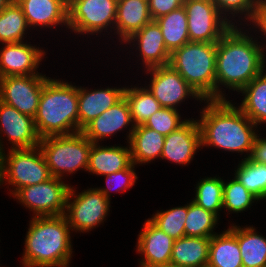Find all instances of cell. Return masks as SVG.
I'll return each mask as SVG.
<instances>
[{"label": "cell", "mask_w": 266, "mask_h": 267, "mask_svg": "<svg viewBox=\"0 0 266 267\" xmlns=\"http://www.w3.org/2000/svg\"><path fill=\"white\" fill-rule=\"evenodd\" d=\"M241 30L232 26L217 42L216 100L226 99L220 85L240 92L265 70L264 47Z\"/></svg>", "instance_id": "1"}, {"label": "cell", "mask_w": 266, "mask_h": 267, "mask_svg": "<svg viewBox=\"0 0 266 267\" xmlns=\"http://www.w3.org/2000/svg\"><path fill=\"white\" fill-rule=\"evenodd\" d=\"M205 106L198 120L201 146H213L230 152H249L253 146L257 126L229 100H204Z\"/></svg>", "instance_id": "2"}, {"label": "cell", "mask_w": 266, "mask_h": 267, "mask_svg": "<svg viewBox=\"0 0 266 267\" xmlns=\"http://www.w3.org/2000/svg\"><path fill=\"white\" fill-rule=\"evenodd\" d=\"M29 225L23 267H67L73 249L65 216H34Z\"/></svg>", "instance_id": "3"}, {"label": "cell", "mask_w": 266, "mask_h": 267, "mask_svg": "<svg viewBox=\"0 0 266 267\" xmlns=\"http://www.w3.org/2000/svg\"><path fill=\"white\" fill-rule=\"evenodd\" d=\"M78 87L49 78L41 91L34 123L40 138L78 132Z\"/></svg>", "instance_id": "4"}, {"label": "cell", "mask_w": 266, "mask_h": 267, "mask_svg": "<svg viewBox=\"0 0 266 267\" xmlns=\"http://www.w3.org/2000/svg\"><path fill=\"white\" fill-rule=\"evenodd\" d=\"M217 43L188 42L170 54L175 69L204 100H216Z\"/></svg>", "instance_id": "5"}, {"label": "cell", "mask_w": 266, "mask_h": 267, "mask_svg": "<svg viewBox=\"0 0 266 267\" xmlns=\"http://www.w3.org/2000/svg\"><path fill=\"white\" fill-rule=\"evenodd\" d=\"M39 147L52 177L62 179L64 173L73 174L80 168L87 171L92 142L82 131L41 138Z\"/></svg>", "instance_id": "6"}, {"label": "cell", "mask_w": 266, "mask_h": 267, "mask_svg": "<svg viewBox=\"0 0 266 267\" xmlns=\"http://www.w3.org/2000/svg\"><path fill=\"white\" fill-rule=\"evenodd\" d=\"M52 178L39 146L29 149H10L4 152L3 181L14 186L15 194L25 186L43 183Z\"/></svg>", "instance_id": "7"}, {"label": "cell", "mask_w": 266, "mask_h": 267, "mask_svg": "<svg viewBox=\"0 0 266 267\" xmlns=\"http://www.w3.org/2000/svg\"><path fill=\"white\" fill-rule=\"evenodd\" d=\"M74 192L75 189L70 187L64 213L72 231L88 232L104 222L111 207L110 200L97 188H90L78 195Z\"/></svg>", "instance_id": "8"}, {"label": "cell", "mask_w": 266, "mask_h": 267, "mask_svg": "<svg viewBox=\"0 0 266 267\" xmlns=\"http://www.w3.org/2000/svg\"><path fill=\"white\" fill-rule=\"evenodd\" d=\"M61 180L52 177L43 183L25 186L13 196L31 209L35 217L64 215L71 186Z\"/></svg>", "instance_id": "9"}, {"label": "cell", "mask_w": 266, "mask_h": 267, "mask_svg": "<svg viewBox=\"0 0 266 267\" xmlns=\"http://www.w3.org/2000/svg\"><path fill=\"white\" fill-rule=\"evenodd\" d=\"M190 42L217 43L232 25L212 0H184Z\"/></svg>", "instance_id": "10"}, {"label": "cell", "mask_w": 266, "mask_h": 267, "mask_svg": "<svg viewBox=\"0 0 266 267\" xmlns=\"http://www.w3.org/2000/svg\"><path fill=\"white\" fill-rule=\"evenodd\" d=\"M118 0H68V28L95 34L114 26ZM106 28V29H105Z\"/></svg>", "instance_id": "11"}, {"label": "cell", "mask_w": 266, "mask_h": 267, "mask_svg": "<svg viewBox=\"0 0 266 267\" xmlns=\"http://www.w3.org/2000/svg\"><path fill=\"white\" fill-rule=\"evenodd\" d=\"M46 75L32 74L0 78V101L19 112L35 117Z\"/></svg>", "instance_id": "12"}, {"label": "cell", "mask_w": 266, "mask_h": 267, "mask_svg": "<svg viewBox=\"0 0 266 267\" xmlns=\"http://www.w3.org/2000/svg\"><path fill=\"white\" fill-rule=\"evenodd\" d=\"M147 71L153 76L147 89L162 107L177 109L176 106L183 102L186 96H192L202 102L203 99L169 64L149 68Z\"/></svg>", "instance_id": "13"}, {"label": "cell", "mask_w": 266, "mask_h": 267, "mask_svg": "<svg viewBox=\"0 0 266 267\" xmlns=\"http://www.w3.org/2000/svg\"><path fill=\"white\" fill-rule=\"evenodd\" d=\"M0 131V134L3 132L12 144L11 149H29L39 146L41 138L37 133L34 118L2 101H0ZM1 137L0 135V146L4 149Z\"/></svg>", "instance_id": "14"}, {"label": "cell", "mask_w": 266, "mask_h": 267, "mask_svg": "<svg viewBox=\"0 0 266 267\" xmlns=\"http://www.w3.org/2000/svg\"><path fill=\"white\" fill-rule=\"evenodd\" d=\"M22 42L5 43L0 50V78L39 74L36 72L45 52Z\"/></svg>", "instance_id": "15"}, {"label": "cell", "mask_w": 266, "mask_h": 267, "mask_svg": "<svg viewBox=\"0 0 266 267\" xmlns=\"http://www.w3.org/2000/svg\"><path fill=\"white\" fill-rule=\"evenodd\" d=\"M201 148V131L198 120H186L177 130L165 136L161 159L176 164H188Z\"/></svg>", "instance_id": "16"}, {"label": "cell", "mask_w": 266, "mask_h": 267, "mask_svg": "<svg viewBox=\"0 0 266 267\" xmlns=\"http://www.w3.org/2000/svg\"><path fill=\"white\" fill-rule=\"evenodd\" d=\"M137 252L144 255L140 266L170 263L174 239L158 228L150 219L146 220L138 235Z\"/></svg>", "instance_id": "17"}, {"label": "cell", "mask_w": 266, "mask_h": 267, "mask_svg": "<svg viewBox=\"0 0 266 267\" xmlns=\"http://www.w3.org/2000/svg\"><path fill=\"white\" fill-rule=\"evenodd\" d=\"M130 124H132V127L127 135L128 142L135 126L131 119L129 104L123 97L114 106L96 117L82 132L92 143H99V140L102 141L104 138L114 135L122 128H127Z\"/></svg>", "instance_id": "18"}, {"label": "cell", "mask_w": 266, "mask_h": 267, "mask_svg": "<svg viewBox=\"0 0 266 267\" xmlns=\"http://www.w3.org/2000/svg\"><path fill=\"white\" fill-rule=\"evenodd\" d=\"M125 87L88 91L78 87V132L124 97Z\"/></svg>", "instance_id": "19"}, {"label": "cell", "mask_w": 266, "mask_h": 267, "mask_svg": "<svg viewBox=\"0 0 266 267\" xmlns=\"http://www.w3.org/2000/svg\"><path fill=\"white\" fill-rule=\"evenodd\" d=\"M135 41L146 69L169 64L170 53L165 46L161 28L155 20L135 32L125 43Z\"/></svg>", "instance_id": "20"}, {"label": "cell", "mask_w": 266, "mask_h": 267, "mask_svg": "<svg viewBox=\"0 0 266 267\" xmlns=\"http://www.w3.org/2000/svg\"><path fill=\"white\" fill-rule=\"evenodd\" d=\"M31 26H68V0H16Z\"/></svg>", "instance_id": "21"}, {"label": "cell", "mask_w": 266, "mask_h": 267, "mask_svg": "<svg viewBox=\"0 0 266 267\" xmlns=\"http://www.w3.org/2000/svg\"><path fill=\"white\" fill-rule=\"evenodd\" d=\"M92 143L89 152L87 171L101 176L128 168L133 162L130 147L100 146Z\"/></svg>", "instance_id": "22"}, {"label": "cell", "mask_w": 266, "mask_h": 267, "mask_svg": "<svg viewBox=\"0 0 266 267\" xmlns=\"http://www.w3.org/2000/svg\"><path fill=\"white\" fill-rule=\"evenodd\" d=\"M152 18L149 13L148 0H118L115 26L111 29L126 42L135 32L141 30Z\"/></svg>", "instance_id": "23"}, {"label": "cell", "mask_w": 266, "mask_h": 267, "mask_svg": "<svg viewBox=\"0 0 266 267\" xmlns=\"http://www.w3.org/2000/svg\"><path fill=\"white\" fill-rule=\"evenodd\" d=\"M207 264L212 267H243L236 225L210 238Z\"/></svg>", "instance_id": "24"}, {"label": "cell", "mask_w": 266, "mask_h": 267, "mask_svg": "<svg viewBox=\"0 0 266 267\" xmlns=\"http://www.w3.org/2000/svg\"><path fill=\"white\" fill-rule=\"evenodd\" d=\"M164 143V135L145 127L143 124L135 126L128 142L132 162L137 165L161 158Z\"/></svg>", "instance_id": "25"}, {"label": "cell", "mask_w": 266, "mask_h": 267, "mask_svg": "<svg viewBox=\"0 0 266 267\" xmlns=\"http://www.w3.org/2000/svg\"><path fill=\"white\" fill-rule=\"evenodd\" d=\"M210 238L184 236L174 240L170 262L179 267H200L208 263Z\"/></svg>", "instance_id": "26"}, {"label": "cell", "mask_w": 266, "mask_h": 267, "mask_svg": "<svg viewBox=\"0 0 266 267\" xmlns=\"http://www.w3.org/2000/svg\"><path fill=\"white\" fill-rule=\"evenodd\" d=\"M264 71L240 91L245 96L238 107L256 126L266 123V73Z\"/></svg>", "instance_id": "27"}, {"label": "cell", "mask_w": 266, "mask_h": 267, "mask_svg": "<svg viewBox=\"0 0 266 267\" xmlns=\"http://www.w3.org/2000/svg\"><path fill=\"white\" fill-rule=\"evenodd\" d=\"M155 21L161 28L165 46L170 54L190 42L187 13L183 6Z\"/></svg>", "instance_id": "28"}, {"label": "cell", "mask_w": 266, "mask_h": 267, "mask_svg": "<svg viewBox=\"0 0 266 267\" xmlns=\"http://www.w3.org/2000/svg\"><path fill=\"white\" fill-rule=\"evenodd\" d=\"M237 241L243 267H266V237L259 235L252 226H237Z\"/></svg>", "instance_id": "29"}, {"label": "cell", "mask_w": 266, "mask_h": 267, "mask_svg": "<svg viewBox=\"0 0 266 267\" xmlns=\"http://www.w3.org/2000/svg\"><path fill=\"white\" fill-rule=\"evenodd\" d=\"M26 18L21 6L13 0L0 12V42H22L28 28Z\"/></svg>", "instance_id": "30"}, {"label": "cell", "mask_w": 266, "mask_h": 267, "mask_svg": "<svg viewBox=\"0 0 266 267\" xmlns=\"http://www.w3.org/2000/svg\"><path fill=\"white\" fill-rule=\"evenodd\" d=\"M124 97L130 108L134 126L144 124L162 106L146 87L125 88Z\"/></svg>", "instance_id": "31"}, {"label": "cell", "mask_w": 266, "mask_h": 267, "mask_svg": "<svg viewBox=\"0 0 266 267\" xmlns=\"http://www.w3.org/2000/svg\"><path fill=\"white\" fill-rule=\"evenodd\" d=\"M234 174L242 185L259 200L266 199V164H259L244 158Z\"/></svg>", "instance_id": "32"}, {"label": "cell", "mask_w": 266, "mask_h": 267, "mask_svg": "<svg viewBox=\"0 0 266 267\" xmlns=\"http://www.w3.org/2000/svg\"><path fill=\"white\" fill-rule=\"evenodd\" d=\"M218 218L216 214L191 201L188 204V214L184 225L185 236L211 238L216 234L213 230Z\"/></svg>", "instance_id": "33"}, {"label": "cell", "mask_w": 266, "mask_h": 267, "mask_svg": "<svg viewBox=\"0 0 266 267\" xmlns=\"http://www.w3.org/2000/svg\"><path fill=\"white\" fill-rule=\"evenodd\" d=\"M223 186V179L216 176L201 179L196 185V195L192 201L218 216L223 208Z\"/></svg>", "instance_id": "34"}, {"label": "cell", "mask_w": 266, "mask_h": 267, "mask_svg": "<svg viewBox=\"0 0 266 267\" xmlns=\"http://www.w3.org/2000/svg\"><path fill=\"white\" fill-rule=\"evenodd\" d=\"M188 214V204L166 211L157 212L150 220L168 236L177 240L185 236V220Z\"/></svg>", "instance_id": "35"}, {"label": "cell", "mask_w": 266, "mask_h": 267, "mask_svg": "<svg viewBox=\"0 0 266 267\" xmlns=\"http://www.w3.org/2000/svg\"><path fill=\"white\" fill-rule=\"evenodd\" d=\"M259 199L247 190L235 177L230 182H224L223 208L229 212L241 213L251 207L254 201Z\"/></svg>", "instance_id": "36"}, {"label": "cell", "mask_w": 266, "mask_h": 267, "mask_svg": "<svg viewBox=\"0 0 266 267\" xmlns=\"http://www.w3.org/2000/svg\"><path fill=\"white\" fill-rule=\"evenodd\" d=\"M186 120L181 121V116L177 109L162 107L150 116L143 125L167 136L182 126Z\"/></svg>", "instance_id": "37"}, {"label": "cell", "mask_w": 266, "mask_h": 267, "mask_svg": "<svg viewBox=\"0 0 266 267\" xmlns=\"http://www.w3.org/2000/svg\"><path fill=\"white\" fill-rule=\"evenodd\" d=\"M212 1L215 3L220 14L232 26H235V24L234 22H232V20L230 21L227 18V16H229L228 14H231L233 17L236 14H237L236 16H238V13H240V15L245 14L243 18L247 16L245 19L246 20L248 19L247 21L250 20V22H253L255 18L258 0H212Z\"/></svg>", "instance_id": "38"}, {"label": "cell", "mask_w": 266, "mask_h": 267, "mask_svg": "<svg viewBox=\"0 0 266 267\" xmlns=\"http://www.w3.org/2000/svg\"><path fill=\"white\" fill-rule=\"evenodd\" d=\"M135 164L132 163L128 168L123 169L121 171L105 175L106 177V188H97L102 194L105 195L107 199L110 200V191L109 190H115L120 193V191L124 192L127 190V188L132 187L136 179L138 178L135 171ZM114 184H116L114 186ZM115 187V188H114ZM124 189V190H123Z\"/></svg>", "instance_id": "39"}, {"label": "cell", "mask_w": 266, "mask_h": 267, "mask_svg": "<svg viewBox=\"0 0 266 267\" xmlns=\"http://www.w3.org/2000/svg\"><path fill=\"white\" fill-rule=\"evenodd\" d=\"M183 4L184 0H148L152 20L181 8Z\"/></svg>", "instance_id": "40"}, {"label": "cell", "mask_w": 266, "mask_h": 267, "mask_svg": "<svg viewBox=\"0 0 266 267\" xmlns=\"http://www.w3.org/2000/svg\"><path fill=\"white\" fill-rule=\"evenodd\" d=\"M248 159L259 164H266V139L256 134Z\"/></svg>", "instance_id": "41"}, {"label": "cell", "mask_w": 266, "mask_h": 267, "mask_svg": "<svg viewBox=\"0 0 266 267\" xmlns=\"http://www.w3.org/2000/svg\"><path fill=\"white\" fill-rule=\"evenodd\" d=\"M254 25L257 26L266 35V0H258L256 15L253 20Z\"/></svg>", "instance_id": "42"}, {"label": "cell", "mask_w": 266, "mask_h": 267, "mask_svg": "<svg viewBox=\"0 0 266 267\" xmlns=\"http://www.w3.org/2000/svg\"><path fill=\"white\" fill-rule=\"evenodd\" d=\"M4 150L0 146V186L3 182Z\"/></svg>", "instance_id": "43"}, {"label": "cell", "mask_w": 266, "mask_h": 267, "mask_svg": "<svg viewBox=\"0 0 266 267\" xmlns=\"http://www.w3.org/2000/svg\"><path fill=\"white\" fill-rule=\"evenodd\" d=\"M141 267H179L178 265H175L173 263H166L161 265H154V266H141Z\"/></svg>", "instance_id": "44"}, {"label": "cell", "mask_w": 266, "mask_h": 267, "mask_svg": "<svg viewBox=\"0 0 266 267\" xmlns=\"http://www.w3.org/2000/svg\"><path fill=\"white\" fill-rule=\"evenodd\" d=\"M13 0H0V12L9 5Z\"/></svg>", "instance_id": "45"}, {"label": "cell", "mask_w": 266, "mask_h": 267, "mask_svg": "<svg viewBox=\"0 0 266 267\" xmlns=\"http://www.w3.org/2000/svg\"><path fill=\"white\" fill-rule=\"evenodd\" d=\"M200 267H212V266L206 264V265H203V266H200Z\"/></svg>", "instance_id": "46"}]
</instances>
